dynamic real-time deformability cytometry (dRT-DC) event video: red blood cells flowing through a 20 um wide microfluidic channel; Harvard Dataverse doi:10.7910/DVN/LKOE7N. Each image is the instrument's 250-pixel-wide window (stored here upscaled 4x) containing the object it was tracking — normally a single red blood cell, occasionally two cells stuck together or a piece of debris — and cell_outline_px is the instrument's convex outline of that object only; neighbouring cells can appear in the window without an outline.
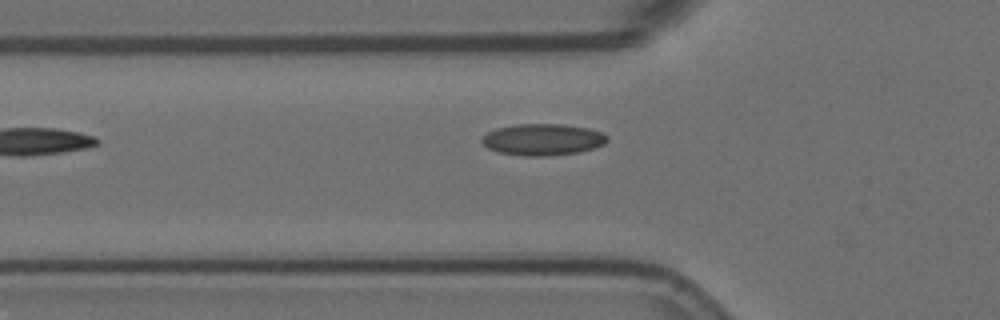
{"species": "Egyptian fruit bat (a non-hibernating species)", "species_latin": "Rousettus aegyptiacus", "temperature_condition": "room temperature", "stored_images_in_passage": 6, "camera_frame_rate_fps": 3000, "um_per_image_px": 0.085, "animal": {"sex": "female"}, "frame": {"image": 1, "passage_image": 5, "time_ms": 1.333, "image_size_px": [1000, 320], "cell_outline_px": [[608, 140], [604, 144], [592, 148], [576, 152], [548, 156], [528, 156], [496, 152], [488, 148], [480, 140], [488, 132], [496, 128], [516, 124], [560, 124], [588, 128], [600, 132], [608, 136]], "centroid_in_image_um": [46.11, 11.86], "position_along_channel_um": 79.7, "area_um2": 22.89}}
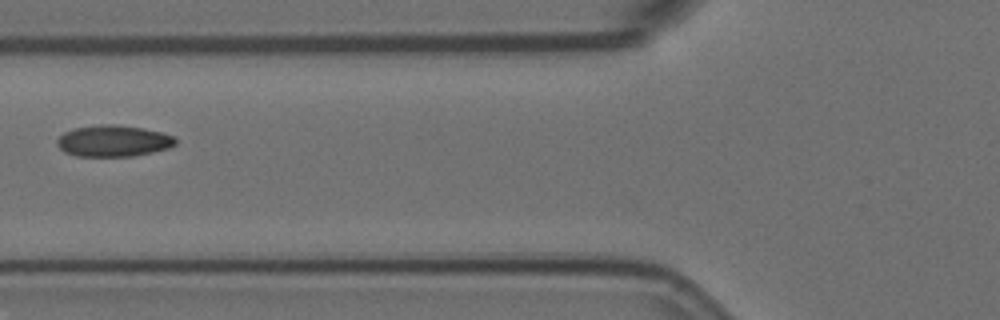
{"frame": {"image": 2, "passage_image": 6, "time_ms": 1.667, "image_size_px": [1000, 320], "cell_outline_px": [[176, 144], [168, 148], [152, 152], [132, 156], [76, 156], [64, 152], [56, 144], [56, 140], [64, 132], [72, 128], [100, 124], [112, 124], [144, 128], [160, 132], [172, 136], [176, 140]], "centroid_in_image_um": [9.59, 11.97], "position_along_channel_um": 116.2, "area_um2": 21.68}}